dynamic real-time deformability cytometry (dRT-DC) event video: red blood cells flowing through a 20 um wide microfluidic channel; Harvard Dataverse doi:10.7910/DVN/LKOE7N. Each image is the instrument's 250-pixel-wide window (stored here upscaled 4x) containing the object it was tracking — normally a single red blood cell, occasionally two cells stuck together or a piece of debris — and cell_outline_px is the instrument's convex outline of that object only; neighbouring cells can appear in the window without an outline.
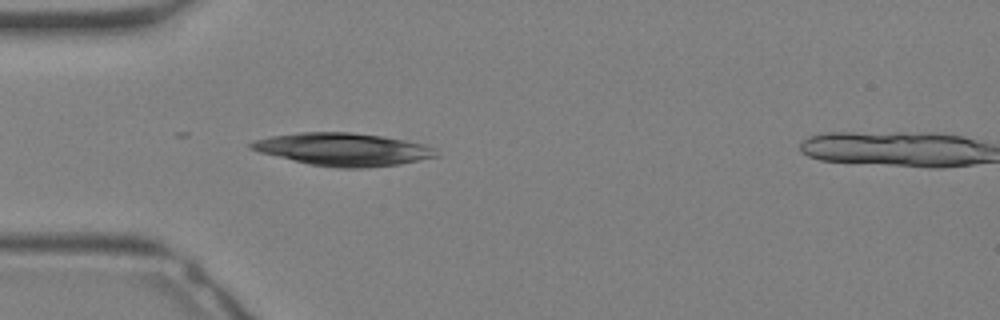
{"species": "Egyptian fruit bat (a non-hibernating species)", "species_latin": "Rousettus aegyptiacus", "temperature_condition": "warm", "stored_images_in_passage": 11, "camera_frame_rate_fps": 3000, "um_per_image_px": 0.085, "animal": {"sex": "female"}, "frame": {"image": 1, "passage_image": 10, "time_ms": 3.0, "image_size_px": [1000, 320], "cell_outline_px": [[440, 156], [400, 164], [364, 168], [340, 168], [308, 164], [260, 152], [248, 148], [248, 144], [252, 140], [272, 136], [300, 132], [352, 132], [380, 136], [404, 140], [424, 144], [432, 148]], "centroid_in_image_um": [29.14, 12.7], "position_along_channel_um": 55.9, "area_um2": 35.2}}